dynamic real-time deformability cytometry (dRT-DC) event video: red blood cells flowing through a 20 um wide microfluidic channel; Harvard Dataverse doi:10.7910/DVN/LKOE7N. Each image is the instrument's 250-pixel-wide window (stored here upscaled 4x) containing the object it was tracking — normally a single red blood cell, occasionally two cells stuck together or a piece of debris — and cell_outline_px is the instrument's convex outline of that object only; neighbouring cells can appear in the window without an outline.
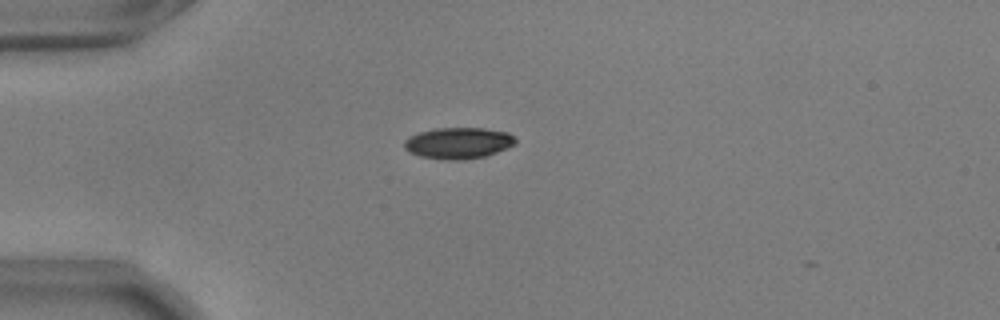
{"species": "common noctule bat (a hibernating species)", "species_latin": "Nyctalus noctula", "temperature_condition": "warm", "stored_images_in_passage": 41, "camera_frame_rate_fps": 3000, "um_per_image_px": 0.085, "animal": {"sex": "male", "body_mass_g": 17.9, "forearm_length_mm": 54.2}, "frame": {"image": 1, "passage_image": 1, "time_ms": 0.0, "image_size_px": [1000, 320], "cell_outline_px": [[516, 144], [496, 152], [484, 156], [460, 160], [444, 160], [420, 156], [408, 152], [404, 148], [404, 140], [408, 136], [420, 132], [436, 128], [484, 128], [508, 132], [516, 140]], "centroid_in_image_um": [38.92, 12.16], "position_along_channel_um": 46.1, "area_um2": 20.29}}
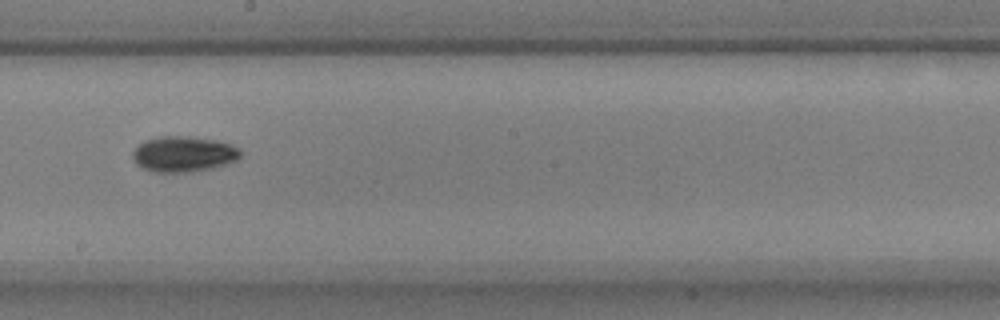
{"frame": {"image": 2, "passage_image": 18, "time_ms": 5.667, "image_size_px": [1000, 320], "cell_outline_px": [[244, 152], [236, 160], [228, 164], [212, 168], [192, 172], [152, 172], [140, 168], [136, 164], [132, 156], [132, 152], [144, 140], [160, 136], [188, 136], [216, 140], [232, 144], [240, 148]], "centroid_in_image_um": [15.62, 13.1], "position_along_channel_um": 232.6, "area_um2": 22.77}}
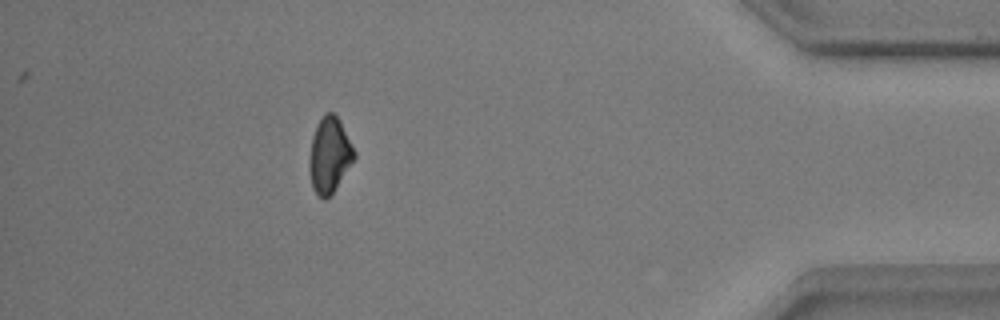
{"frame": {"image": 3, "passage_image": 36, "time_ms": 11.667, "image_size_px": [1000, 320], "cell_outline_px": [[356, 156], [332, 192], [324, 200], [312, 188], [308, 168], [308, 160], [312, 136], [316, 124], [324, 112], [332, 112], [340, 120], [356, 152]], "centroid_in_image_um": [27.98, 13.13], "position_along_channel_um": 407.2, "area_um2": 19.71}, "authors_computed_cell_mechanics": {"area_um2": 20.3456, "velocity_mm_per_s": 3.6569, "shape_relaxation_time_tau1_ms": 2.4753, "shape_relaxation_time_tau2_ms": null, "deformation_change_tau1": 0.1088, "deformation_change_tau2": null}}